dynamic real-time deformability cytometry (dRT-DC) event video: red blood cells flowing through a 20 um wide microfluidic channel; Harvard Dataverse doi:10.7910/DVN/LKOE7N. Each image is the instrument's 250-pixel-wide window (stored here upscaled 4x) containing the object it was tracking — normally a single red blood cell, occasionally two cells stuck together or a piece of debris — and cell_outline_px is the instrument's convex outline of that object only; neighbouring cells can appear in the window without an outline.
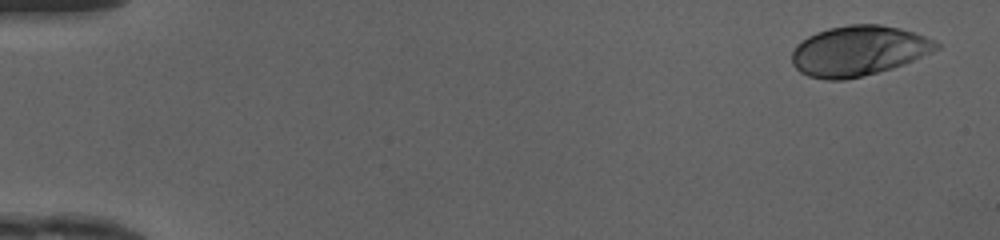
{"species": "human", "species_latin": "Homo sapiens", "temperature_condition": "cold", "stored_images_in_passage": 45, "camera_frame_rate_fps": 3000, "um_per_image_px": 0.085, "donor": {"sex": "female"}, "frame": {"image": 1, "passage_image": 2, "time_ms": 0.333, "image_size_px": [1000, 240], "cell_outline_px": [[940, 48], [932, 52], [904, 64], [892, 68], [844, 80], [828, 80], [808, 76], [800, 72], [792, 64], [792, 52], [796, 44], [808, 36], [816, 32], [828, 28], [848, 24], [880, 24], [900, 28], [936, 40], [940, 44]], "centroid_in_image_um": [72.97, 4.31], "position_along_channel_um": 12.0, "area_um2": 42.19}}
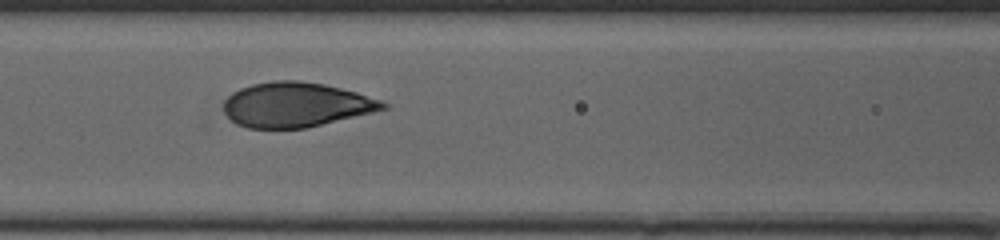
{"frame": {"image": 2, "passage_image": 22, "time_ms": 7.0, "image_size_px": [1000, 240], "cell_outline_px": [[388, 108], [308, 128], [248, 128], [236, 124], [224, 112], [224, 100], [232, 92], [240, 88], [252, 84], [276, 80], [300, 80], [324, 84], [356, 92], [384, 100], [388, 104]], "centroid_in_image_um": [25.16, 8.9], "position_along_channel_um": 141.4, "area_um2": 41.62}}
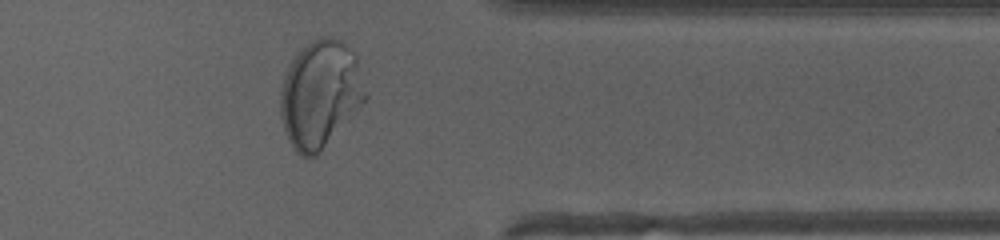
{"frame": {"image": 3, "passage_image": 40, "time_ms": 13.0, "image_size_px": [1000, 240], "cell_outline_px": [[368, 96], [320, 152], [316, 156], [300, 156], [296, 152], [288, 140], [284, 132], [280, 116], [280, 92], [284, 76], [288, 64], [300, 48], [312, 40], [320, 36], [324, 36], [340, 40], [356, 56]], "centroid_in_image_um": [27.17, 7.99], "position_along_channel_um": 384.2, "area_um2": 53.0}, "authors_computed_cell_mechanics": {"area_um2": 41.7894, "velocity_mm_per_s": 4.1798, "shape_relaxation_time_tau1_ms": 3.9582, "shape_relaxation_time_tau2_ms": null, "deformation_change_tau1": 0.1906, "deformation_change_tau2": null}}